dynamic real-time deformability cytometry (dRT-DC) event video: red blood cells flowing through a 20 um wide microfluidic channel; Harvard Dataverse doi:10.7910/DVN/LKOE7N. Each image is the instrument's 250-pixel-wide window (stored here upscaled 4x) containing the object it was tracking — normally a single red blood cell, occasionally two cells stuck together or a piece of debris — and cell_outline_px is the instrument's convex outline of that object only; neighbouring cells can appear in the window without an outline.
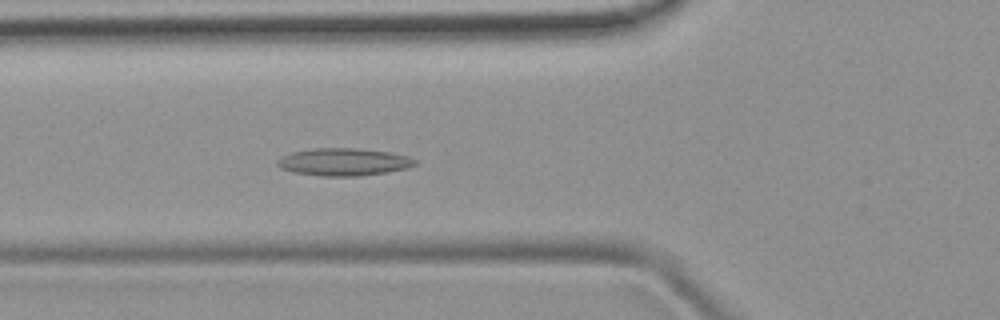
{"species": "common noctule bat (a hibernating species)", "species_latin": "Nyctalus noctula", "temperature_condition": "room temperature", "stored_images_in_passage": 5, "camera_frame_rate_fps": 3000, "um_per_image_px": 0.085, "animal": {"sex": "female", "body_mass_g": 19.9}, "frame": {"image": 1, "passage_image": 5, "time_ms": 4.333, "image_size_px": [1000, 320], "cell_outline_px": [[416, 164], [408, 168], [388, 172], [360, 176], [320, 176], [292, 172], [280, 168], [276, 164], [276, 160], [280, 156], [292, 152], [312, 148], [356, 148], [388, 152], [408, 156], [416, 160]], "centroid_in_image_um": [29.17, 13.77], "position_along_channel_um": 96.6, "area_um2": 22.25}}